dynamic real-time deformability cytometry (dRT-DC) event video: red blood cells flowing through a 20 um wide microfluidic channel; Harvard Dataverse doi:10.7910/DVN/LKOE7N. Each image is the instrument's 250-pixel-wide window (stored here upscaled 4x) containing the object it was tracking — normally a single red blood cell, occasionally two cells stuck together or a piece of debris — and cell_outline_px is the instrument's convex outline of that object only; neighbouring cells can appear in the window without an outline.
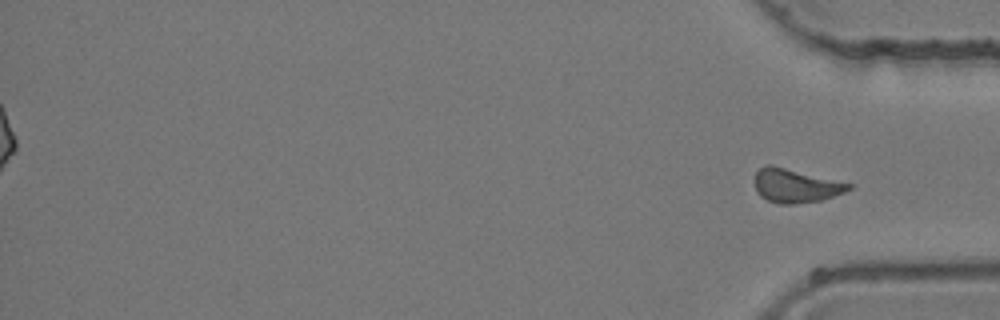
{"species": "common noctule bat (a hibernating species)", "species_latin": "Nyctalus noctula", "temperature_condition": "room temperature", "stored_images_in_passage": 45, "segment_of_instrument_passage": [2, 2], "camera_frame_rate_fps": 3000, "um_per_image_px": 0.085, "animal": {"sex": "female", "body_mass_g": 24.6, "forearm_length_mm": 56.2}, "frame": {"image": 1, "passage_image": 45, "time_ms": 14.667, "image_size_px": [1000, 320], "cell_outline_px": [[852, 188], [844, 192], [820, 200], [796, 204], [780, 204], [768, 200], [760, 196], [756, 192], [756, 172], [760, 168], [768, 164], [852, 184]], "centroid_in_image_um": [67.61, 15.8], "position_along_channel_um": 367.6, "area_um2": 18.03}}